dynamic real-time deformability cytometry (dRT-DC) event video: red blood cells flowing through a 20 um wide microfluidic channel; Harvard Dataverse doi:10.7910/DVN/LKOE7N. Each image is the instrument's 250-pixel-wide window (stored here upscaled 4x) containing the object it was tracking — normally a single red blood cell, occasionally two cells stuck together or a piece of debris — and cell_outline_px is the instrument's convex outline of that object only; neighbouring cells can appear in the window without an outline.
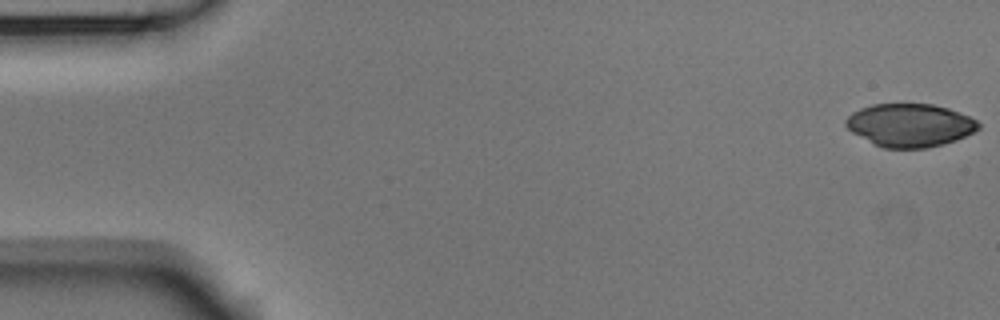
{"species": "Egyptian fruit bat (a non-hibernating species)", "species_latin": "Rousettus aegyptiacus", "temperature_condition": "room temperature", "stored_images_in_passage": 53, "camera_frame_rate_fps": 3000, "um_per_image_px": 0.085, "animal": {"sex": "male"}, "frame": {"image": 1, "passage_image": 1, "time_ms": 0.0, "image_size_px": [1000, 320], "cell_outline_px": [[980, 128], [956, 140], [944, 144], [924, 148], [884, 148], [852, 132], [844, 124], [844, 120], [852, 112], [860, 108], [872, 104], [932, 104], [948, 108], [968, 116], [976, 120], [980, 124]], "centroid_in_image_um": [77.33, 10.63], "position_along_channel_um": 7.7, "area_um2": 33.06}}